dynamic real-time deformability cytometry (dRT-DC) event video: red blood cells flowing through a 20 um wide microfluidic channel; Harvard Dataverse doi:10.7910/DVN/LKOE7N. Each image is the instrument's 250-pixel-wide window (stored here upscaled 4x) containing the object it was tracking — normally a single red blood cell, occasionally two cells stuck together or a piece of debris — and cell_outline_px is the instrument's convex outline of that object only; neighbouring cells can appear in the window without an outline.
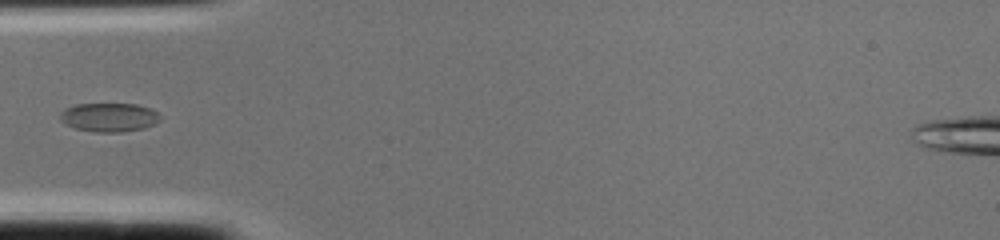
{"species": "common noctule bat (a hibernating species)", "species_latin": "Nyctalus noctula", "temperature_condition": "cold", "stored_images_in_passage": 2, "camera_frame_rate_fps": 3000, "um_per_image_px": 0.085, "animal": {"sex": "female", "body_mass_g": 22.0, "forearm_length_mm": 56.7}, "frame": {"image": 1, "passage_image": 2, "time_ms": 0.333, "image_size_px": [1000, 240], "cell_outline_px": [[160, 120], [144, 128], [120, 132], [92, 132], [76, 128], [60, 120], [60, 112], [64, 108], [76, 104], [136, 104], [152, 108], [160, 116]], "centroid_in_image_um": [9.26, 9.96], "position_along_channel_um": 75.7, "area_um2": 16.76}}